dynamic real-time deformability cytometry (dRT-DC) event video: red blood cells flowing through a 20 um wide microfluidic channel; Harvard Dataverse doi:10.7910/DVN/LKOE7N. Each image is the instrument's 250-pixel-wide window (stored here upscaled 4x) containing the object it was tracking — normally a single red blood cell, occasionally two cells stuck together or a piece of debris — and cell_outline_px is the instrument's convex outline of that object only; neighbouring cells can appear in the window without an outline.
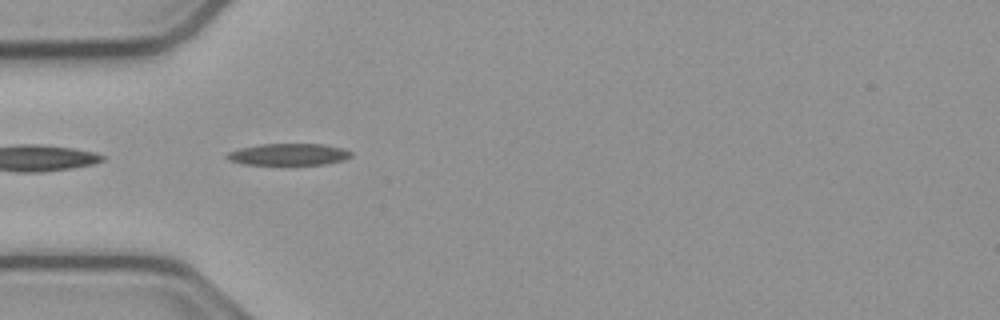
{"species": "common noctule bat (a hibernating species)", "species_latin": "Nyctalus noctula", "temperature_condition": "cold", "stored_images_in_passage": 31, "camera_frame_rate_fps": 3000, "um_per_image_px": 0.085, "animal": {"sex": "male", "body_mass_g": 23.1, "forearm_length_mm": 52.7}, "frame": {"image": 1, "passage_image": 1, "time_ms": 0.0, "image_size_px": [1000, 320], "cell_outline_px": [[352, 156], [344, 160], [324, 164], [240, 164], [228, 160], [224, 156], [228, 152], [240, 148], [260, 144], [320, 144], [344, 148], [352, 152]], "centroid_in_image_um": [24.51, 13.12], "position_along_channel_um": 60.5, "area_um2": 15.72}}
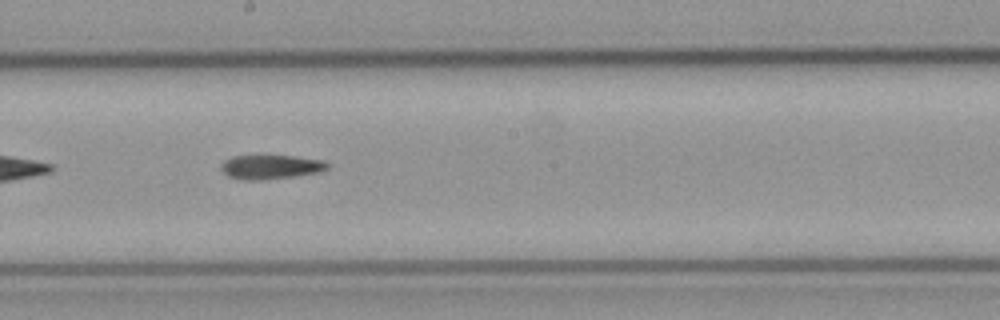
{"frame": {"image": 2, "passage_image": 14, "time_ms": 4.333, "image_size_px": [1000, 320], "cell_outline_px": [[328, 168], [320, 172], [264, 180], [240, 180], [228, 176], [220, 168], [224, 160], [232, 156], [292, 156], [324, 160], [328, 164]], "centroid_in_image_um": [22.99, 14.19], "position_along_channel_um": 225.2, "area_um2": 14.91}}
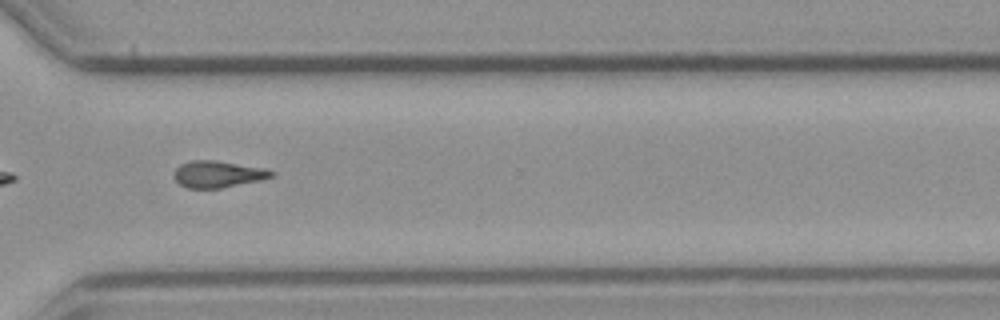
{"frame": {"image": 3, "passage_image": 24, "time_ms": 7.667, "image_size_px": [1000, 320], "cell_outline_px": [[276, 172], [272, 176], [260, 180], [220, 188], [188, 188], [180, 184], [172, 176], [176, 168], [180, 164], [192, 160], [212, 160], [264, 168]], "centroid_in_image_um": [18.48, 14.8], "position_along_channel_um": 352.1, "area_um2": 14.97}}